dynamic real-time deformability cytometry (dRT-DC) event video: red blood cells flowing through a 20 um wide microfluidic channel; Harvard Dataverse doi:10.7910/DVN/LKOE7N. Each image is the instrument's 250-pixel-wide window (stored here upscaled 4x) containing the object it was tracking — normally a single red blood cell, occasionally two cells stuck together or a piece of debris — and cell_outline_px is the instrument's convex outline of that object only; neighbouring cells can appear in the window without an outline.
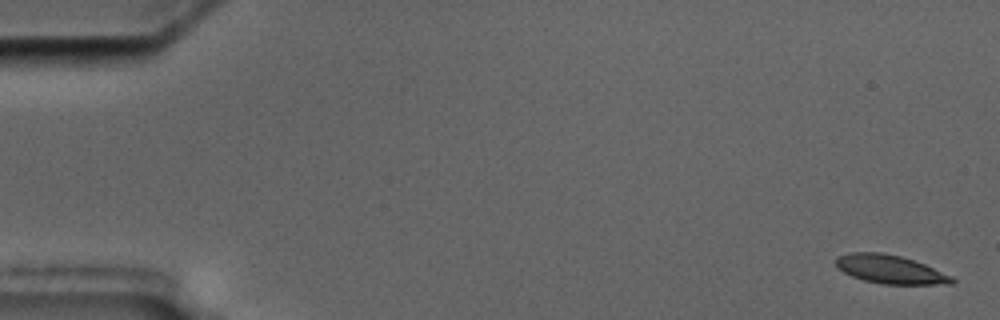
{"species": "common noctule bat (a hibernating species)", "species_latin": "Nyctalus noctula", "temperature_condition": "cold", "stored_images_in_passage": 6, "camera_frame_rate_fps": 3000, "um_per_image_px": 0.085, "animal": {"sex": "male", "body_mass_g": 17.5, "forearm_length_mm": 52.3}, "frame": {"image": 1, "passage_image": 1, "time_ms": 0.0, "image_size_px": [1000, 320], "cell_outline_px": [[956, 280], [952, 284], [880, 284], [864, 280], [852, 276], [836, 268], [836, 256], [848, 252], [880, 252], [900, 256], [924, 264], [952, 276]], "centroid_in_image_um": [75.63, 22.89], "position_along_channel_um": 9.4, "area_um2": 19.31}}
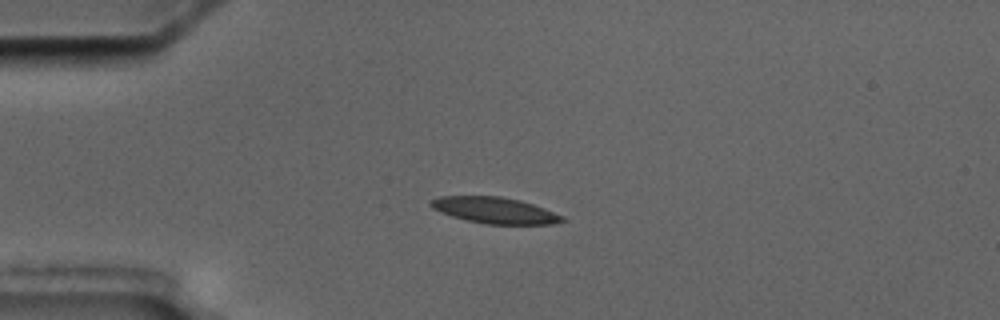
{"frame": {"image": 2, "passage_image": 4, "time_ms": 4.333, "image_size_px": [1000, 320], "cell_outline_px": [[568, 220], [552, 224], [484, 224], [452, 216], [440, 212], [432, 208], [428, 204], [432, 200], [440, 196], [500, 196], [520, 200], [544, 208], [564, 216]], "centroid_in_image_um": [42.07, 17.88], "position_along_channel_um": 42.9, "area_um2": 20.06}}